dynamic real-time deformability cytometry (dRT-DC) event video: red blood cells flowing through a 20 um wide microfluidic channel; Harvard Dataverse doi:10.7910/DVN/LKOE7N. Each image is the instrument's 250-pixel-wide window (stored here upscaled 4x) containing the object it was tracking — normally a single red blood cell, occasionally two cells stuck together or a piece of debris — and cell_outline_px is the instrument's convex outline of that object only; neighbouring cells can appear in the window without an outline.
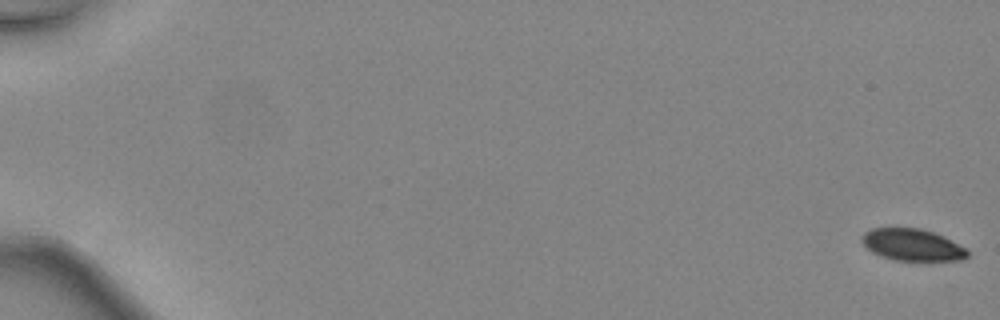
{"species": "common noctule bat (a hibernating species)", "species_latin": "Nyctalus noctula", "temperature_condition": "warm", "stored_images_in_passage": 49, "camera_frame_rate_fps": 3000, "um_per_image_px": 0.085, "animal": {"sex": "female", "body_mass_g": 24.6, "forearm_length_mm": 56.2}, "frame": {"image": 1, "passage_image": 1, "time_ms": 0.0, "image_size_px": [1000, 320], "cell_outline_px": [[968, 256], [964, 260], [892, 260], [880, 256], [872, 252], [860, 240], [864, 232], [872, 228], [920, 228], [944, 236], [964, 248], [968, 252]], "centroid_in_image_um": [77.52, 20.81], "position_along_channel_um": 7.5, "area_um2": 19.48}}
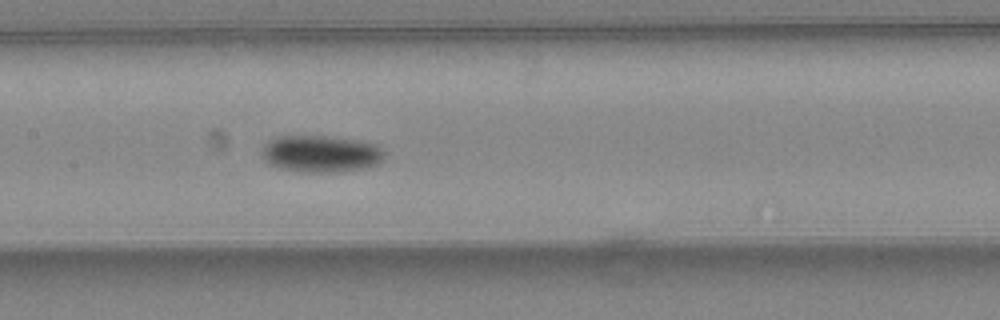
{"frame": {"image": 2, "passage_image": 26, "time_ms": 8.333, "image_size_px": [1000, 320], "cell_outline_px": [[384, 156], [380, 164], [340, 172], [300, 172], [280, 168], [268, 164], [264, 160], [260, 152], [264, 144], [268, 140], [280, 136], [324, 136], [360, 140], [380, 144], [384, 152]], "centroid_in_image_um": [27.27, 13.07], "position_along_channel_um": 180.1, "area_um2": 26.76}}
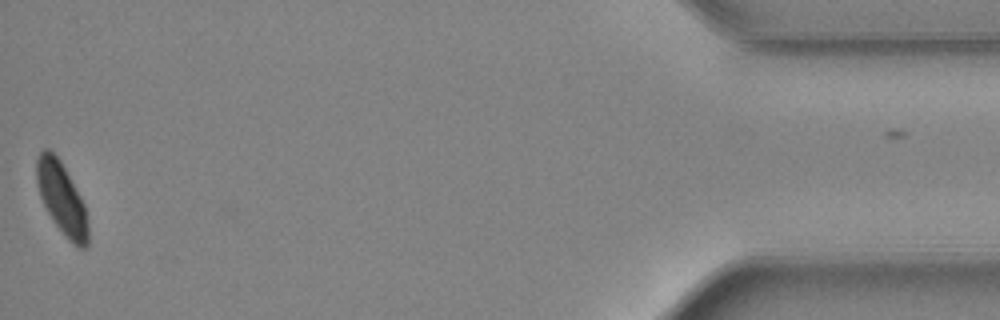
{"frame": {"image": 3, "passage_image": 48, "time_ms": 15.667, "image_size_px": [1000, 320], "cell_outline_px": [[88, 248], [80, 248], [72, 244], [68, 240], [56, 224], [48, 212], [40, 196], [36, 184], [36, 160], [40, 152], [44, 148], [48, 148], [60, 160], [80, 196], [84, 204], [88, 224]], "centroid_in_image_um": [5.24, 16.88], "position_along_channel_um": 430.0, "area_um2": 21.39}, "authors_computed_cell_mechanics": {"area_um2": 22.7732, "velocity_mm_per_s": 4.513, "shape_relaxation_time_tau1_ms": 1.7598, "shape_relaxation_time_tau2_ms": null, "deformation_change_tau1": 0.0797, "deformation_change_tau2": null}}